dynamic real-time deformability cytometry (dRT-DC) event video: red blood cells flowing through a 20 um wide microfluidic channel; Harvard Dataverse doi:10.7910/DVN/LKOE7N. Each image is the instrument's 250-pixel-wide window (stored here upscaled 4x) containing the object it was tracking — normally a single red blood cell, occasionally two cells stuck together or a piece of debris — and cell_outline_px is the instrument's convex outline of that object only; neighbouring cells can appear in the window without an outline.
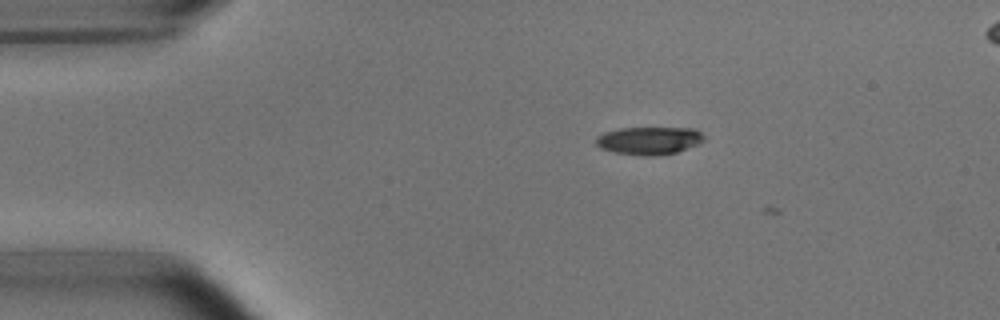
{"species": "common noctule bat (a hibernating species)", "species_latin": "Nyctalus noctula", "temperature_condition": "room temperature", "stored_images_in_passage": 9, "camera_frame_rate_fps": 3000, "um_per_image_px": 0.085, "animal": {"sex": "male", "body_mass_g": 15.6}, "frame": {"image": 1, "passage_image": 3, "time_ms": 0.667, "image_size_px": [1000, 320], "cell_outline_px": [[704, 140], [696, 144], [676, 152], [656, 156], [640, 156], [616, 152], [600, 148], [596, 144], [596, 136], [604, 132], [620, 128], [692, 128], [700, 132], [704, 136]], "centroid_in_image_um": [55.13, 11.95], "position_along_channel_um": 29.9, "area_um2": 17.4}}